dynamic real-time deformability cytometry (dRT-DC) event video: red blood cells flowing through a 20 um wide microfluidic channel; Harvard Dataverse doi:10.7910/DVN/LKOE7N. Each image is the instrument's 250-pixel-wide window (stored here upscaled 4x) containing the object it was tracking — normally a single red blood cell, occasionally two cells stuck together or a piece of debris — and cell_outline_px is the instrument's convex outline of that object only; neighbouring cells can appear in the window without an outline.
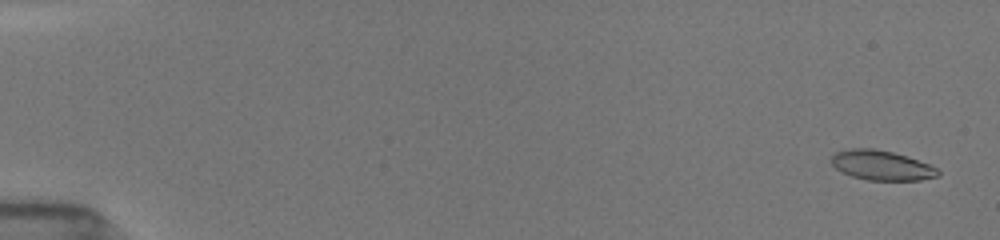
{"species": "common noctule bat (a hibernating species)", "species_latin": "Nyctalus noctula", "temperature_condition": "room temperature", "stored_images_in_passage": 54, "camera_frame_rate_fps": 3000, "um_per_image_px": 0.085, "animal": {"sex": "female", "body_mass_g": 19.5, "forearm_length_mm": 54.1}, "frame": {"image": 1, "passage_image": 3, "time_ms": 0.667, "image_size_px": [1000, 240], "cell_outline_px": [[940, 176], [920, 180], [868, 180], [852, 176], [836, 168], [832, 164], [832, 156], [836, 152], [852, 148], [872, 148], [892, 152], [908, 156], [928, 164], [936, 168], [940, 172]], "centroid_in_image_um": [74.96, 14.05], "position_along_channel_um": 10.0, "area_um2": 18.32}}
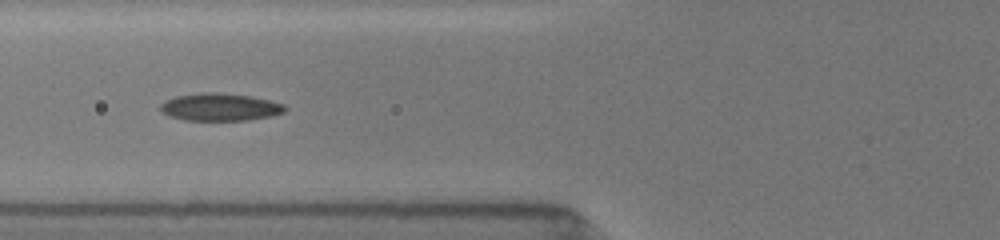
{"frame": {"image": 2, "passage_image": 23, "time_ms": 7.333, "image_size_px": [1000, 240], "cell_outline_px": [[288, 108], [284, 112], [272, 116], [248, 120], [184, 120], [168, 116], [160, 112], [160, 104], [164, 100], [176, 96], [200, 92], [220, 92], [248, 96], [268, 100], [284, 104]], "centroid_in_image_um": [18.66, 9.1], "position_along_channel_um": 107.1, "area_um2": 20.17}}
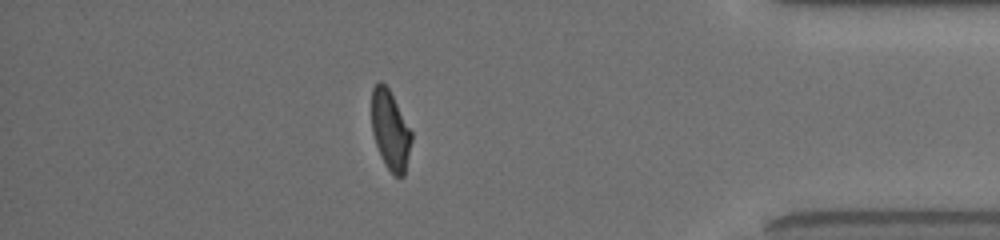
{"frame": {"image": 3, "passage_image": 48, "time_ms": 15.667, "image_size_px": [1000, 240], "cell_outline_px": [[412, 140], [404, 176], [396, 176], [388, 168], [380, 156], [372, 132], [372, 88], [380, 80], [388, 88], [412, 132]], "centroid_in_image_um": [33.17, 11.07], "position_along_channel_um": 402.0, "area_um2": 18.15}, "authors_computed_cell_mechanics": {"area_um2": 19.3919, "velocity_mm_per_s": 3.9189, "shape_relaxation_time_tau1_ms": 7.6369, "shape_relaxation_time_tau2_ms": 2.3441, "deformation_change_tau1": 0.2193, "deformation_change_tau2": 0.0806}}